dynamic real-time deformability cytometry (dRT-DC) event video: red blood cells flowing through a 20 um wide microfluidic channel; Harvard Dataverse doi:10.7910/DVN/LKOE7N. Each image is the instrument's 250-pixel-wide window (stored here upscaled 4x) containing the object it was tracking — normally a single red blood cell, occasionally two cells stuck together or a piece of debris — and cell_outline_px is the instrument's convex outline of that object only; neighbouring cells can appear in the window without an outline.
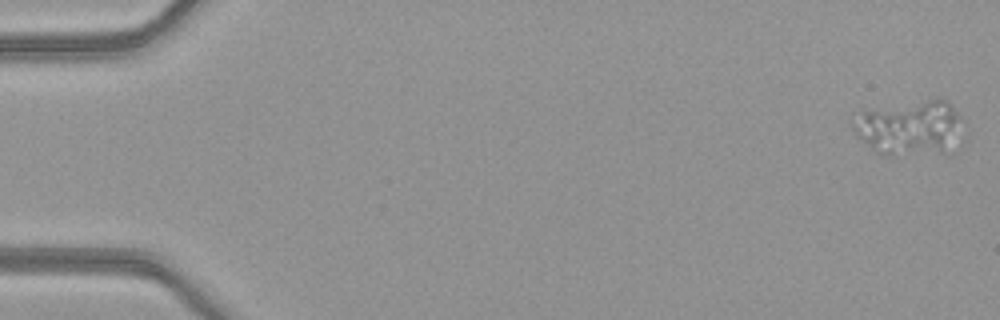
{"species": "common noctule bat (a hibernating species)", "species_latin": "Nyctalus noctula", "temperature_condition": "warm", "stored_images_in_passage": 50, "camera_frame_rate_fps": 3000, "um_per_image_px": 0.085, "animal": {"sex": "female", "body_mass_g": 21.9}, "frame": {"image": 1, "passage_image": 1, "time_ms": 0.0, "image_size_px": [1000, 320], "cell_outline_px": [[960, 116], [952, 156], [880, 156], [872, 152], [856, 136], [852, 128], [852, 124], [864, 112], [928, 100], [948, 100]], "centroid_in_image_um": [77.35, 11.0], "position_along_channel_um": 7.7, "area_um2": 35.32}}
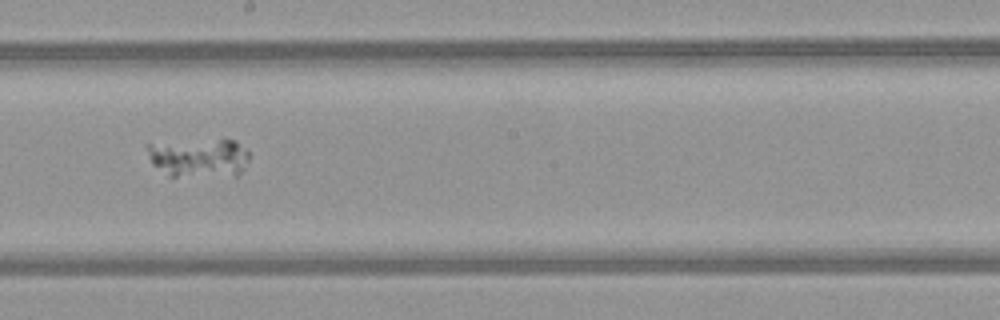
{"frame": {"image": 2, "passage_image": 29, "time_ms": 9.333, "image_size_px": [1000, 320], "cell_outline_px": [[252, 156], [244, 168], [236, 176], [168, 176], [152, 164], [144, 144], [220, 140], [236, 140]], "centroid_in_image_um": [16.93, 13.43], "position_along_channel_um": 231.3, "area_um2": 23.06}}
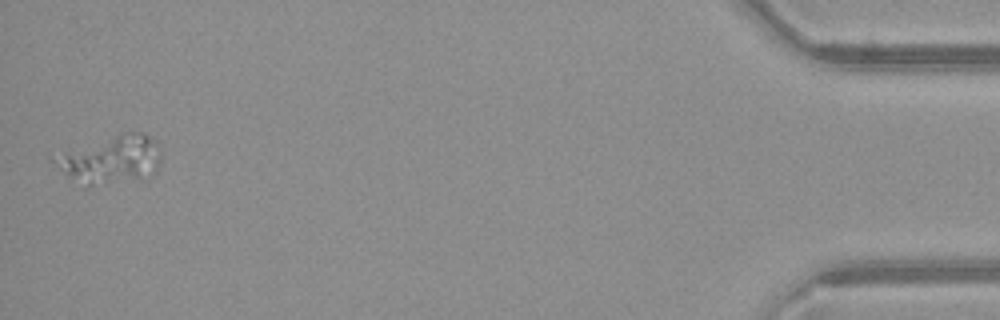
{"frame": {"image": 3, "passage_image": 50, "time_ms": 16.333, "image_size_px": [1000, 320], "cell_outline_px": [[160, 160], [156, 172], [148, 180], [136, 180], [68, 176], [48, 156], [120, 132], [140, 132], [148, 136], [160, 148]], "centroid_in_image_um": [9.53, 13.42], "position_along_channel_um": 425.7, "area_um2": 27.98}}